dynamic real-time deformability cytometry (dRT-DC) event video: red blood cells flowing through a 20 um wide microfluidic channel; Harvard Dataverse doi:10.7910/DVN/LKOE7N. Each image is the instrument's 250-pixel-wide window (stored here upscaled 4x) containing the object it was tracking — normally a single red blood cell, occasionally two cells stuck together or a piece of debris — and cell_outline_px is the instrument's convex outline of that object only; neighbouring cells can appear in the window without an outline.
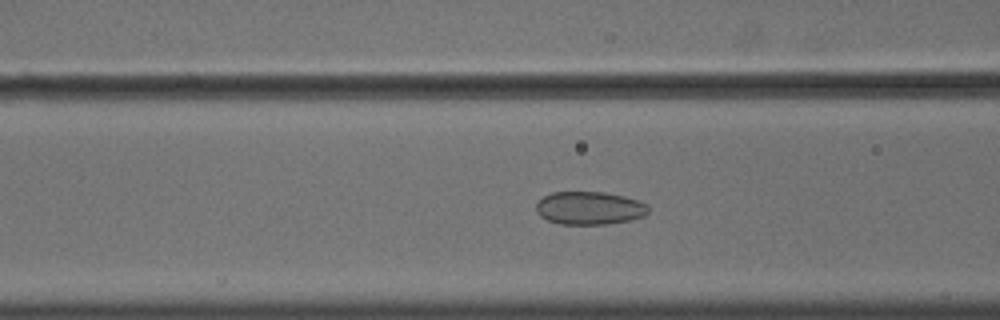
{"species": "common noctule bat (a hibernating species)", "species_latin": "Nyctalus noctula", "temperature_condition": "cold", "stored_images_in_passage": 52, "camera_frame_rate_fps": 3000, "um_per_image_px": 0.085, "animal": {"sex": "male", "body_mass_g": 18.8}, "frame": {"image": 1, "passage_image": 19, "time_ms": 6.0, "image_size_px": [1000, 320], "cell_outline_px": [[648, 212], [644, 216], [628, 220], [604, 224], [560, 224], [548, 220], [540, 216], [536, 212], [536, 204], [544, 196], [552, 192], [604, 192], [624, 196], [648, 204]], "centroid_in_image_um": [50.09, 17.68], "position_along_channel_um": 116.5, "area_um2": 21.5}}
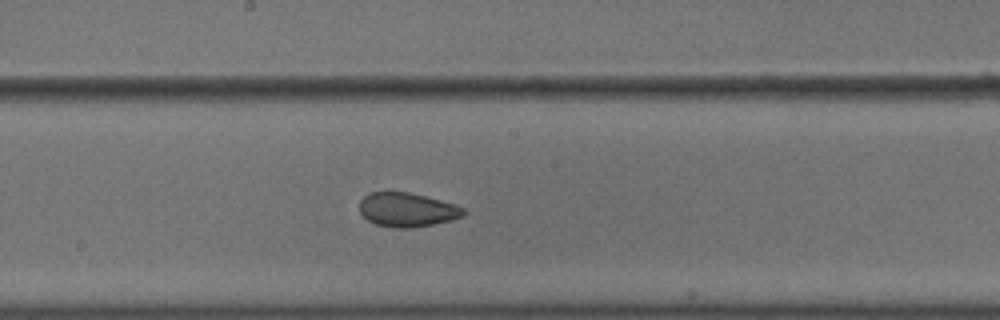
{"frame": {"image": 2, "passage_image": 27, "time_ms": 8.667, "image_size_px": [1000, 320], "cell_outline_px": [[464, 216], [452, 220], [412, 228], [392, 228], [376, 224], [368, 220], [360, 212], [360, 200], [368, 192], [408, 192], [440, 200], [464, 208]], "centroid_in_image_um": [34.58, 17.83], "position_along_channel_um": 213.6, "area_um2": 20.52}}
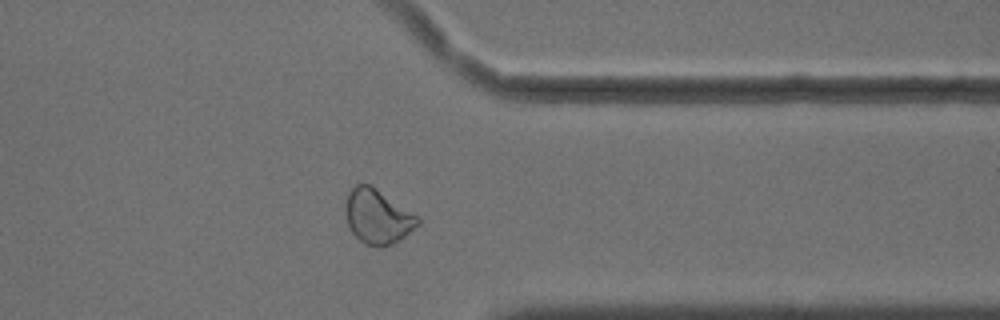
{"frame": {"image": 3, "passage_image": 41, "time_ms": 13.333, "image_size_px": [1000, 320], "cell_outline_px": [[420, 224], [404, 236], [392, 244], [380, 248], [364, 244], [352, 232], [348, 224], [344, 212], [344, 204], [348, 192], [356, 184], [368, 184], [416, 216], [420, 220]], "centroid_in_image_um": [32.03, 18.44], "position_along_channel_um": 379.4, "area_um2": 22.48}, "authors_computed_cell_mechanics": {"area_um2": 22.7154, "velocity_mm_per_s": 3.6268, "shape_relaxation_time_tau1_ms": null, "shape_relaxation_time_tau2_ms": 1.5108, "deformation_change_tau1": null, "deformation_change_tau2": 0.058}}